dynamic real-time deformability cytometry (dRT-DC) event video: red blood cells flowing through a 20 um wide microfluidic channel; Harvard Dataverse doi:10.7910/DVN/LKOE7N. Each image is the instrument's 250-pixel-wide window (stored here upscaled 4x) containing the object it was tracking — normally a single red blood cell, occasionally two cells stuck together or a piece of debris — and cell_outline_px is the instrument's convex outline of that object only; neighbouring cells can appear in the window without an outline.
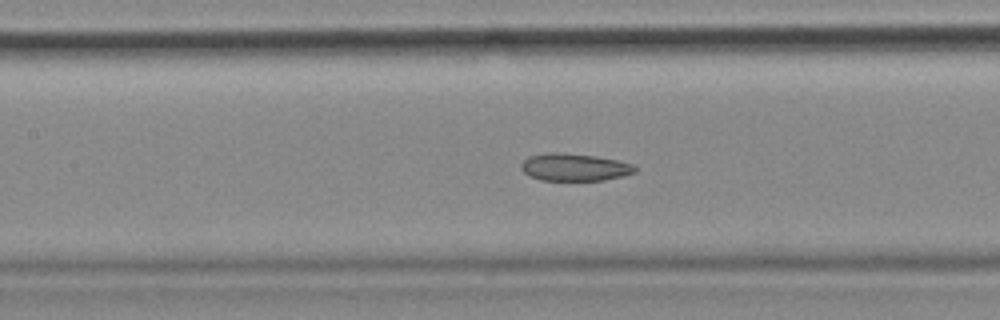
{"species": "common noctule bat (a hibernating species)", "species_latin": "Nyctalus noctula", "temperature_condition": "cold", "stored_images_in_passage": 55, "camera_frame_rate_fps": 3000, "um_per_image_px": 0.085, "animal": {"sex": "female", "body_mass_g": 18.4}, "frame": {"image": 1, "passage_image": 24, "time_ms": 7.667, "image_size_px": [1000, 320], "cell_outline_px": [[636, 172], [624, 176], [604, 180], [540, 180], [528, 176], [520, 168], [520, 164], [528, 156], [548, 152], [556, 152], [596, 156], [616, 160], [632, 164], [636, 168]], "centroid_in_image_um": [48.79, 14.21], "position_along_channel_um": 158.6, "area_um2": 18.26}, "authors_computed_cell_mechanics": {"area_um2": 19.8254, "velocity_mm_per_s": 3.5688, "shape_relaxation_time_tau1_ms": null, "shape_relaxation_time_tau2_ms": 6.3535, "deformation_change_tau1": null, "deformation_change_tau2": 0.0996}}